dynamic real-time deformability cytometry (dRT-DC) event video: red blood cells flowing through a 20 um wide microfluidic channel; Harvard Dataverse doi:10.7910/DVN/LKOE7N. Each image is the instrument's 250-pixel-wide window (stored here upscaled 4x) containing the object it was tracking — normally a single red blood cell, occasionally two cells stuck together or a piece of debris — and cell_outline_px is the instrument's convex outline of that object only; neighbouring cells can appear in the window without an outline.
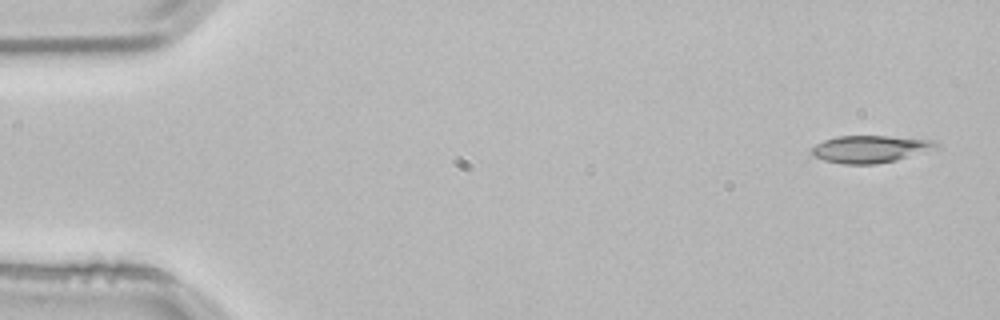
{"species": "common noctule bat (a hibernating species)", "species_latin": "Nyctalus noctula", "temperature_condition": "room temperature", "stored_images_in_passage": 4, "camera_frame_rate_fps": 3000, "um_per_image_px": 0.085, "animal": {"sex": "male", "body_mass_g": 21.5, "forearm_length_mm": 52.0}, "frame": {"image": 1, "passage_image": 1, "time_ms": 0.0, "image_size_px": [1000, 320], "cell_outline_px": [[940, 148], [896, 160], [876, 164], [844, 164], [824, 160], [808, 152], [816, 144], [824, 140], [836, 136], [888, 136], [936, 140], [940, 144]], "centroid_in_image_um": [74.02, 12.66], "position_along_channel_um": 11.0, "area_um2": 19.94}}